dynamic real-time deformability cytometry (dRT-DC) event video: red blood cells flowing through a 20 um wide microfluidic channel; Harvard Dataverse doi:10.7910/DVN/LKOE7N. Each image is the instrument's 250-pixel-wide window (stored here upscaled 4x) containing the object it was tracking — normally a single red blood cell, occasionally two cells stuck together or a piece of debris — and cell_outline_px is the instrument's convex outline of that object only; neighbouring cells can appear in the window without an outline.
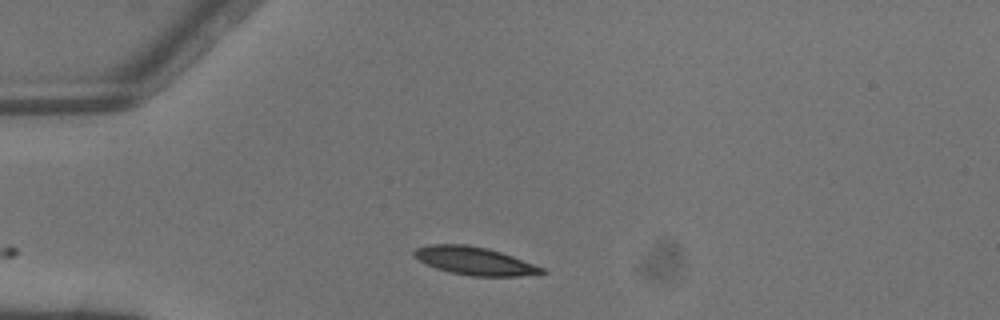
{"species": "common noctule bat (a hibernating species)", "species_latin": "Nyctalus noctula", "temperature_condition": "warm", "stored_images_in_passage": 2, "camera_frame_rate_fps": 3000, "um_per_image_px": 0.085, "animal": {"sex": "male", "body_mass_g": 13.3}, "frame": {"image": 1, "passage_image": 1, "time_ms": 0.0, "image_size_px": [1000, 320], "cell_outline_px": [[548, 272], [520, 276], [472, 276], [452, 272], [436, 268], [412, 256], [412, 252], [416, 248], [428, 244], [468, 244], [488, 248], [512, 256], [544, 268]], "centroid_in_image_um": [40.32, 22.16], "position_along_channel_um": 44.7, "area_um2": 20.69}}